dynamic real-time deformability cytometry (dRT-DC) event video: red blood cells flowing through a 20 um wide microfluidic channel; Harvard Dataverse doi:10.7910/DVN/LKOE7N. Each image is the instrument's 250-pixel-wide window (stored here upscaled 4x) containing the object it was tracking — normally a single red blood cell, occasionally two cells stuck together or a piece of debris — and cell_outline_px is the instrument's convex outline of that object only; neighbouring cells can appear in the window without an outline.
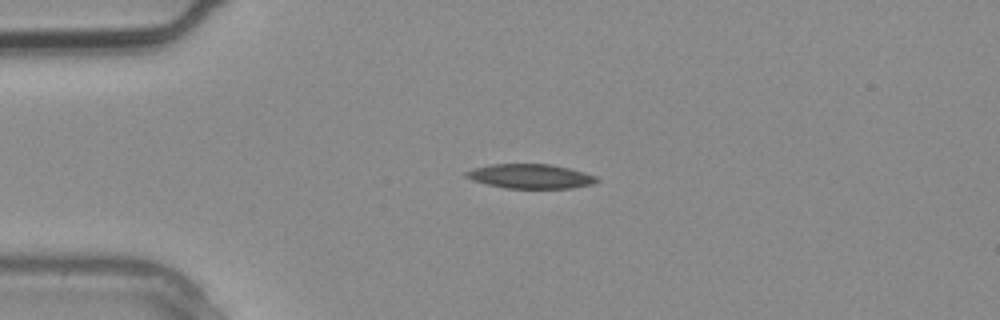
{"species": "common noctule bat (a hibernating species)", "species_latin": "Nyctalus noctula", "temperature_condition": "warm", "stored_images_in_passage": 2, "camera_frame_rate_fps": 3000, "um_per_image_px": 0.085, "animal": {"sex": "male", "body_mass_g": 20.4}, "frame": {"image": 1, "passage_image": 1, "time_ms": 0.0, "image_size_px": [1000, 320], "cell_outline_px": [[600, 180], [592, 184], [572, 188], [504, 188], [472, 180], [464, 176], [464, 172], [472, 168], [492, 164], [552, 164], [584, 172], [596, 176]], "centroid_in_image_um": [45.07, 14.98], "position_along_channel_um": 39.9, "area_um2": 18.61}}
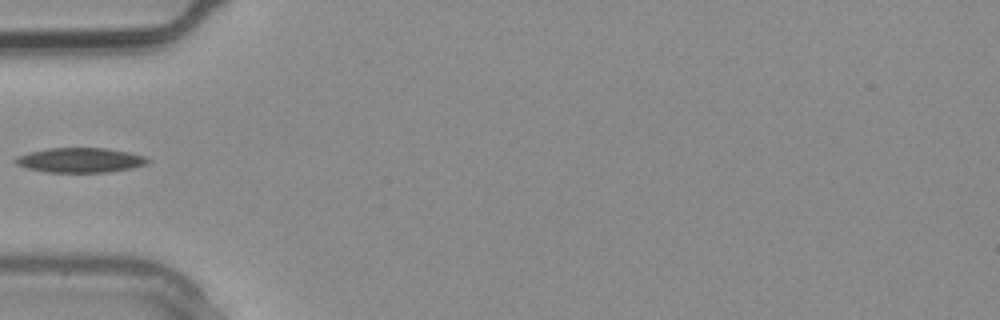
{"frame": {"image": 2, "passage_image": 2, "time_ms": 0.333, "image_size_px": [1000, 320], "cell_outline_px": [[152, 160], [148, 164], [132, 168], [108, 172], [44, 172], [28, 168], [16, 164], [12, 160], [16, 156], [28, 152], [48, 148], [108, 148], [128, 152], [144, 156]], "centroid_in_image_um": [6.81, 13.61], "position_along_channel_um": 78.2, "area_um2": 19.25}}